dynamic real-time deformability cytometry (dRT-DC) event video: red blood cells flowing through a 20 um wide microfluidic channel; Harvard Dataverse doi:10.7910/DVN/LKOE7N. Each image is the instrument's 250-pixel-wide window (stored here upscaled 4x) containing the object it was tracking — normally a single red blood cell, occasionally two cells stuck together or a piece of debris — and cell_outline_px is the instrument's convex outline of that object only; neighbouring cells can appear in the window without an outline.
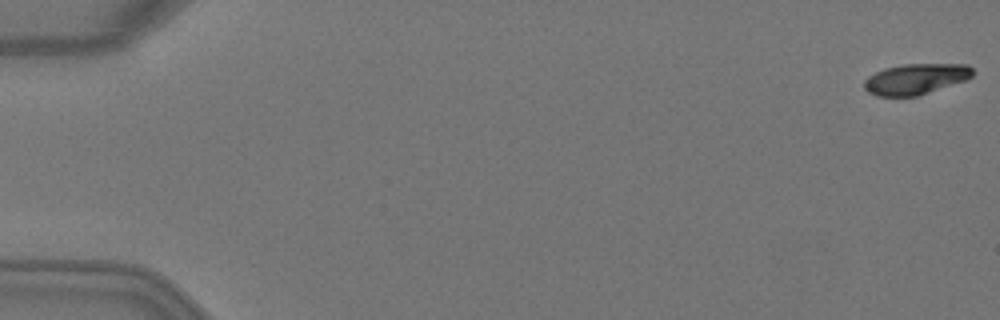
{"species": "Egyptian fruit bat (a non-hibernating species)", "species_latin": "Rousettus aegyptiacus", "temperature_condition": "warm", "stored_images_in_passage": 5, "segment_of_instrument_passage": [2, 2], "camera_frame_rate_fps": 3000, "um_per_image_px": 0.085, "animal": {"sex": "female"}, "frame": {"image": 1, "passage_image": 5, "time_ms": 1.333, "image_size_px": [1000, 320], "cell_outline_px": [[976, 72], [972, 76], [964, 80], [916, 96], [876, 96], [868, 92], [864, 88], [864, 80], [868, 76], [884, 68], [904, 64], [968, 64]], "centroid_in_image_um": [77.82, 6.7], "position_along_channel_um": 7.2, "area_um2": 19.31}}